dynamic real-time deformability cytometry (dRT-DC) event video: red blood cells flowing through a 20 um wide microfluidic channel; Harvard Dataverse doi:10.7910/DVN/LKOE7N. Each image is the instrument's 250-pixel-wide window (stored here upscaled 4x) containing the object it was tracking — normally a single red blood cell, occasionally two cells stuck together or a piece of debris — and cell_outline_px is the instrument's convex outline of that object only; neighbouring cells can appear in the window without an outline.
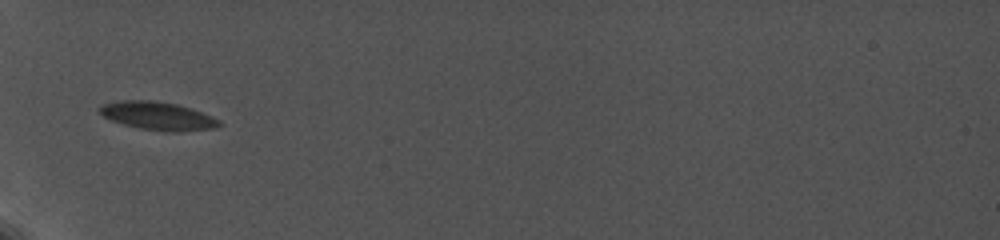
{"species": "common noctule bat (a hibernating species)", "species_latin": "Nyctalus noctula", "temperature_condition": "cold", "stored_images_in_passage": 10, "camera_frame_rate_fps": 5000, "um_per_image_px": 0.085, "animal": {"sex": "female", "body_mass_g": 19.0, "forearm_length_mm": 56.7}, "frame": {"image": 1, "passage_image": 1, "time_ms": 0.0, "image_size_px": [1000, 240], "cell_outline_px": [[224, 124], [216, 128], [180, 132], [164, 132], [140, 128], [124, 124], [112, 120], [104, 116], [100, 112], [100, 104], [120, 100], [152, 100], [176, 104], [192, 108], [212, 116], [220, 120]], "centroid_in_image_um": [13.47, 9.86], "position_along_channel_um": 71.5, "area_um2": 19.83}}
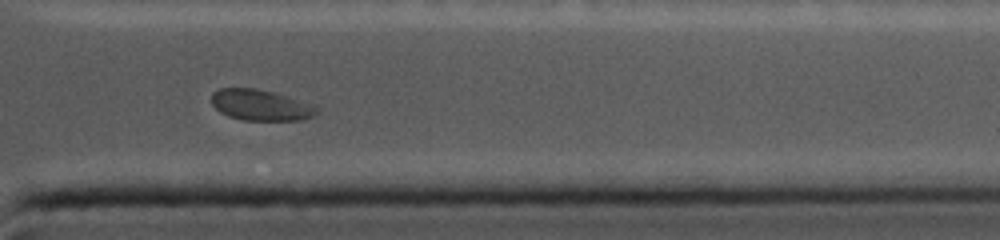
{"frame": {"image": 2, "passage_image": 9, "time_ms": 8.8, "image_size_px": [1000, 240], "cell_outline_px": [[320, 108], [312, 116], [300, 120], [244, 120], [228, 116], [220, 112], [212, 104], [212, 92], [220, 88], [256, 88], [272, 92], [316, 104]], "centroid_in_image_um": [22.17, 8.93], "position_along_channel_um": 389.2, "area_um2": 19.02}}
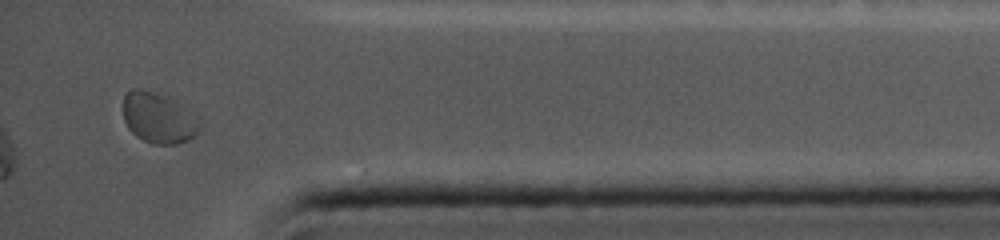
{"frame": {"image": 3, "passage_image": 10, "time_ms": 9.8, "image_size_px": [1000, 240], "cell_outline_px": [[200, 128], [188, 140], [176, 144], [152, 144], [136, 136], [128, 128], [124, 120], [124, 96], [132, 88], [144, 88], [168, 96], [196, 116], [200, 120]], "centroid_in_image_um": [13.45, 10.01], "position_along_channel_um": 421.8, "area_um2": 22.54}, "authors_computed_cell_mechanics": {"area_um2": 19.7387, "velocity_mm_per_s": 3.6826, "shape_relaxation_time_tau1_ms": 1.3914, "shape_relaxation_time_tau2_ms": null, "deformation_change_tau1": 0.047, "deformation_change_tau2": null}}